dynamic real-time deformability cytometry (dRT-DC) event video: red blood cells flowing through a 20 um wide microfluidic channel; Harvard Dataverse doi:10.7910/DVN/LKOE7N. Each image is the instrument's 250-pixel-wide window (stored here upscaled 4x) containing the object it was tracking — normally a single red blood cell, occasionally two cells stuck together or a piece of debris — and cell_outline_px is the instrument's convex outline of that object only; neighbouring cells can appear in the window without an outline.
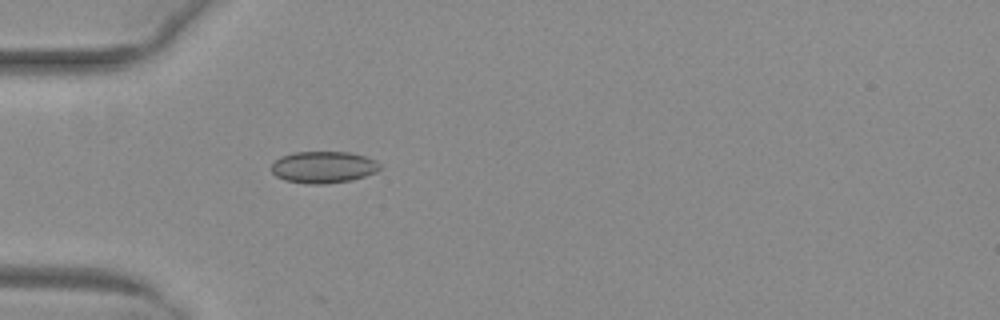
{"species": "common noctule bat (a hibernating species)", "species_latin": "Nyctalus noctula", "temperature_condition": "warm", "stored_images_in_passage": 10, "camera_frame_rate_fps": 3000, "um_per_image_px": 0.085, "animal": {"sex": "female", "body_mass_g": 29.2, "forearm_length_mm": 56.3}, "frame": {"image": 1, "passage_image": 1, "time_ms": 0.0, "image_size_px": [1000, 320], "cell_outline_px": [[380, 168], [376, 172], [352, 180], [324, 184], [308, 184], [284, 180], [276, 176], [272, 172], [272, 164], [280, 156], [292, 152], [348, 152], [364, 156], [376, 160], [380, 164]], "centroid_in_image_um": [27.48, 14.21], "position_along_channel_um": 57.5, "area_um2": 20.11}}
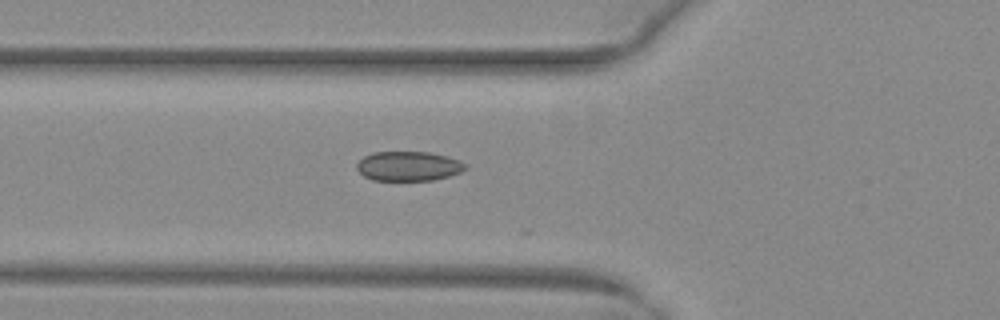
{"frame": {"image": 2, "passage_image": 4, "time_ms": 1.0, "image_size_px": [1000, 320], "cell_outline_px": [[468, 168], [460, 172], [448, 176], [432, 180], [372, 180], [364, 176], [356, 168], [356, 164], [364, 156], [372, 152], [428, 152], [448, 156], [460, 160], [468, 164]], "centroid_in_image_um": [34.74, 14.11], "position_along_channel_um": 91.1, "area_um2": 18.79}}
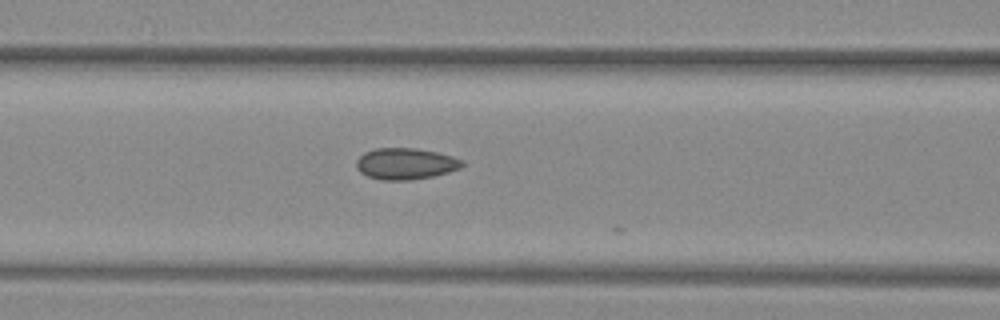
{"frame": {"image": 3, "passage_image": 7, "time_ms": 2.0, "image_size_px": [1000, 320], "cell_outline_px": [[464, 164], [460, 168], [448, 172], [432, 176], [412, 180], [380, 180], [368, 176], [360, 172], [356, 168], [356, 160], [364, 152], [376, 148], [416, 148], [436, 152], [452, 156], [464, 160]], "centroid_in_image_um": [34.46, 13.91], "position_along_channel_um": 132.1, "area_um2": 19.42}}